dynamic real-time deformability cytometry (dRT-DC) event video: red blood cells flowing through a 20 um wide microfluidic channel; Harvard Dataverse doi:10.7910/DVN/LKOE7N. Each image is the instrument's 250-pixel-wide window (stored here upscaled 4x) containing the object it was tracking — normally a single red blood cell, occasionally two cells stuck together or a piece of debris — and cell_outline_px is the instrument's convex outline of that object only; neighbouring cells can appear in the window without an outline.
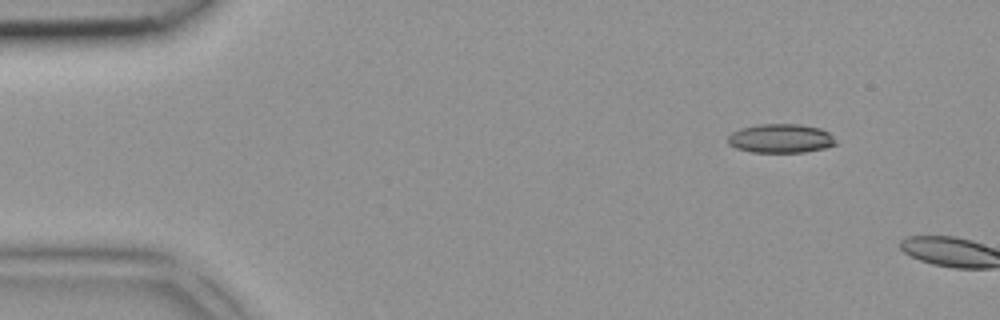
{"species": "common noctule bat (a hibernating species)", "species_latin": "Nyctalus noctula", "temperature_condition": "room temperature", "stored_images_in_passage": 2, "camera_frame_rate_fps": 3000, "um_per_image_px": 0.085, "animal": {"sex": "female", "body_mass_g": 18.4}, "frame": {"image": 1, "passage_image": 1, "time_ms": 0.0, "image_size_px": [1000, 320], "cell_outline_px": [[836, 144], [824, 148], [804, 152], [752, 152], [736, 148], [728, 144], [728, 136], [732, 132], [740, 128], [760, 124], [800, 124], [820, 128], [828, 132], [832, 136]], "centroid_in_image_um": [66.33, 11.76], "position_along_channel_um": 18.7, "area_um2": 18.15}}